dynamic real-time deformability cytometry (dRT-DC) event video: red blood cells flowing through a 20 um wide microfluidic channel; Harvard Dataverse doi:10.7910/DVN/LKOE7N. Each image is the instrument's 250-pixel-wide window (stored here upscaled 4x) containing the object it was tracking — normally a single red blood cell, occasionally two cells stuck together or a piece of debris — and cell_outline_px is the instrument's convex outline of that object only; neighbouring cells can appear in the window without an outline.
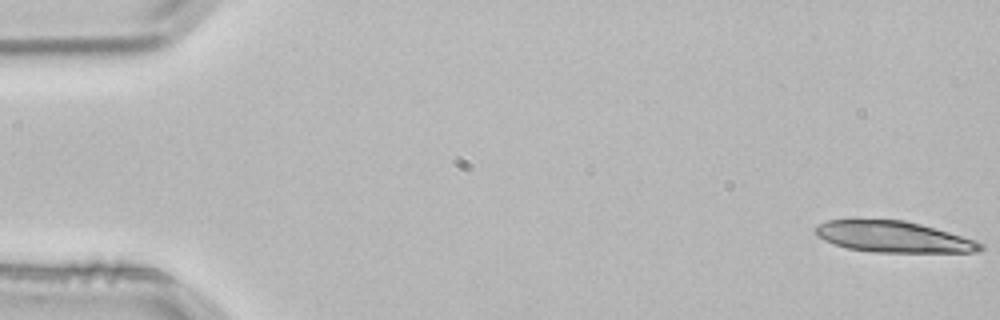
{"species": "common noctule bat (a hibernating species)", "species_latin": "Nyctalus noctula", "temperature_condition": "room temperature", "stored_images_in_passage": 3, "camera_frame_rate_fps": 3000, "um_per_image_px": 0.085, "animal": {"sex": "male", "body_mass_g": 21.5, "forearm_length_mm": 52.0}, "frame": {"image": 1, "passage_image": 1, "time_ms": 0.0, "image_size_px": [1000, 320], "cell_outline_px": [[984, 248], [980, 252], [876, 252], [848, 248], [824, 240], [816, 236], [812, 228], [816, 224], [828, 220], [904, 220], [920, 224], [976, 240], [984, 244]], "centroid_in_image_um": [75.93, 20.13], "position_along_channel_um": 9.1, "area_um2": 29.82}}